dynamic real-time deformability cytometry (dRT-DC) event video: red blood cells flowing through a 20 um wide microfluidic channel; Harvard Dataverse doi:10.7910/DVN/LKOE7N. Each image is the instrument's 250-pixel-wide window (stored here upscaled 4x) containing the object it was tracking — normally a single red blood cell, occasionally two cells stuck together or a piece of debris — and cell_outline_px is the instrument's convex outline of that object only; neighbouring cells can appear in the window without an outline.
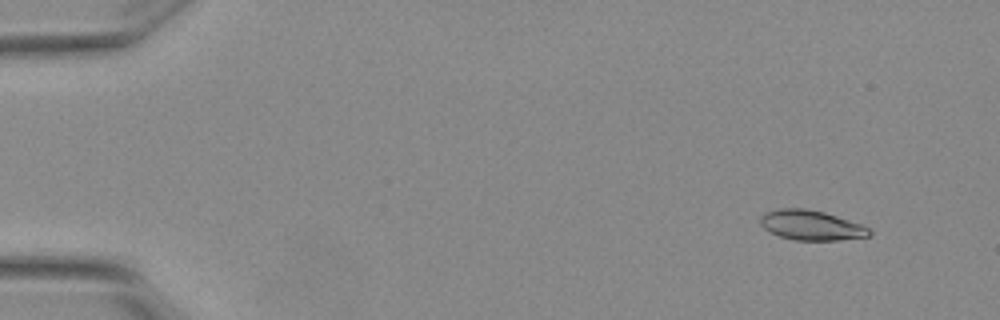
{"species": "Egyptian fruit bat (a non-hibernating species)", "species_latin": "Rousettus aegyptiacus", "temperature_condition": "warm", "stored_images_in_passage": 6, "camera_frame_rate_fps": 3000, "um_per_image_px": 0.085, "animal": {"sex": "female"}, "frame": {"image": 1, "passage_image": 2, "time_ms": 0.333, "image_size_px": [1000, 320], "cell_outline_px": [[872, 232], [868, 236], [836, 240], [796, 240], [780, 236], [768, 232], [760, 224], [760, 216], [768, 212], [780, 208], [804, 208], [824, 212], [860, 224], [868, 228]], "centroid_in_image_um": [68.91, 19.14], "position_along_channel_um": 16.1, "area_um2": 18.73}}
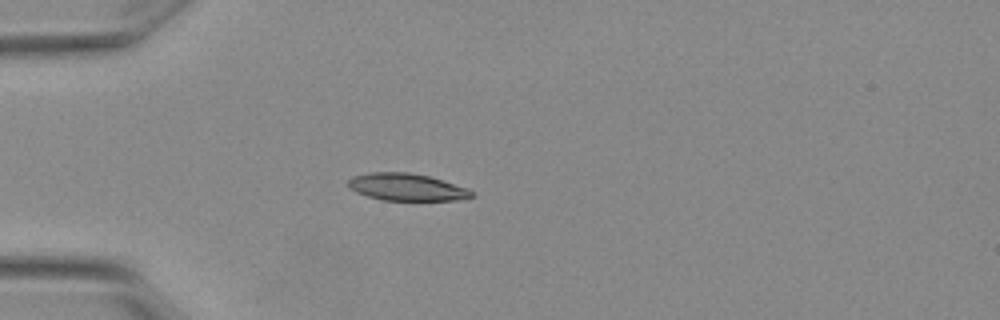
{"frame": {"image": 2, "passage_image": 5, "time_ms": 1.333, "image_size_px": [1000, 320], "cell_outline_px": [[476, 196], [456, 200], [384, 200], [368, 196], [356, 192], [348, 184], [348, 180], [352, 176], [372, 172], [408, 172], [428, 176], [468, 188]], "centroid_in_image_um": [34.58, 15.9], "position_along_channel_um": 50.4, "area_um2": 19.36}}